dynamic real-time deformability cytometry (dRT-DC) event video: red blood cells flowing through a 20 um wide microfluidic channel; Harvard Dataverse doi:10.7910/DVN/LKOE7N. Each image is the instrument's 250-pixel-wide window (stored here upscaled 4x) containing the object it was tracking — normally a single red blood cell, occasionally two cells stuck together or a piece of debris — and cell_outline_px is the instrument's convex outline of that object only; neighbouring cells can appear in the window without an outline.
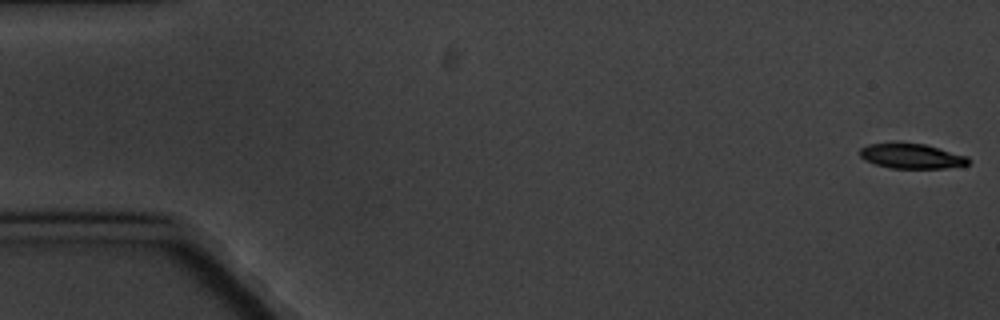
{"species": "common noctule bat (a hibernating species)", "species_latin": "Nyctalus noctula", "temperature_condition": "cold", "stored_images_in_passage": 3, "camera_frame_rate_fps": 3000, "um_per_image_px": 0.085, "animal": {"sex": "male", "body_mass_g": 20.1, "forearm_length_mm": 53.5}, "frame": {"image": 1, "passage_image": 1, "time_ms": 0.0, "image_size_px": [1000, 320], "cell_outline_px": [[968, 164], [944, 168], [888, 168], [864, 160], [860, 156], [860, 148], [868, 144], [892, 140], [896, 140], [924, 144], [968, 156]], "centroid_in_image_um": [77.39, 13.22], "position_along_channel_um": 7.6, "area_um2": 16.24}}